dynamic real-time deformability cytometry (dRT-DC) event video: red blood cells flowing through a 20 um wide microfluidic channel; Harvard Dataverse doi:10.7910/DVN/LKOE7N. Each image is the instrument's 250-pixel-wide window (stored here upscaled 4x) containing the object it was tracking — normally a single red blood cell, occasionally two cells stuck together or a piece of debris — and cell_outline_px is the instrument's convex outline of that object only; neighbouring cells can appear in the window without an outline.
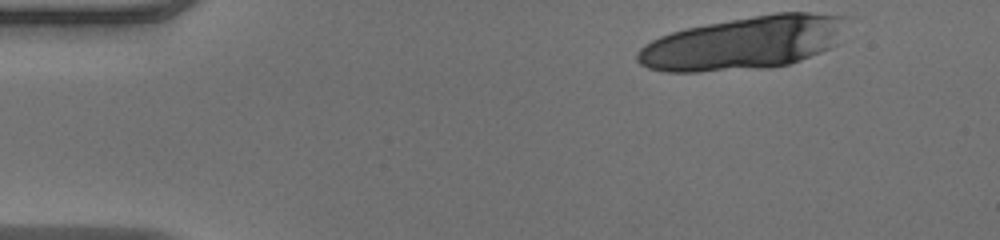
{"species": "human", "species_latin": "Homo sapiens", "temperature_condition": "warm", "stored_images_in_passage": 11, "camera_frame_rate_fps": 3000, "um_per_image_px": 0.085, "donor": {"sex": "male"}, "frame": {"image": 1, "passage_image": 1, "time_ms": 0.0, "image_size_px": [1000, 240], "cell_outline_px": [[848, 16], [836, 44], [820, 52], [800, 60], [788, 64], [768, 68], [696, 72], [668, 72], [648, 68], [640, 64], [636, 60], [636, 52], [644, 44], [660, 36], [684, 28], [776, 12], [808, 12]], "centroid_in_image_um": [63.18, 3.65], "position_along_channel_um": 21.8, "area_um2": 64.79}}